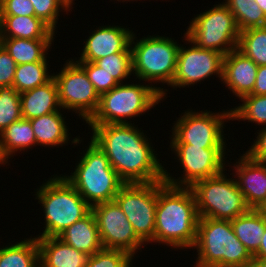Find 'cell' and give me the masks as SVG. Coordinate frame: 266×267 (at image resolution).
Listing matches in <instances>:
<instances>
[{"label": "cell", "instance_id": "1", "mask_svg": "<svg viewBox=\"0 0 266 267\" xmlns=\"http://www.w3.org/2000/svg\"><path fill=\"white\" fill-rule=\"evenodd\" d=\"M135 124L86 127L91 130L90 139L105 153L125 184L164 181L166 162L159 158L158 148H154L157 145L147 131Z\"/></svg>", "mask_w": 266, "mask_h": 267}, {"label": "cell", "instance_id": "2", "mask_svg": "<svg viewBox=\"0 0 266 267\" xmlns=\"http://www.w3.org/2000/svg\"><path fill=\"white\" fill-rule=\"evenodd\" d=\"M199 215L190 187H177L157 181L154 243L175 251L194 246ZM187 249V250H185Z\"/></svg>", "mask_w": 266, "mask_h": 267}, {"label": "cell", "instance_id": "3", "mask_svg": "<svg viewBox=\"0 0 266 267\" xmlns=\"http://www.w3.org/2000/svg\"><path fill=\"white\" fill-rule=\"evenodd\" d=\"M136 33L133 32L130 43L134 78L150 84L161 94L163 102L170 97V95L167 96L170 93L167 88L176 73L177 56L181 44L178 39L176 41L172 38V35L168 37L148 34L139 39Z\"/></svg>", "mask_w": 266, "mask_h": 267}, {"label": "cell", "instance_id": "4", "mask_svg": "<svg viewBox=\"0 0 266 267\" xmlns=\"http://www.w3.org/2000/svg\"><path fill=\"white\" fill-rule=\"evenodd\" d=\"M45 181L35 188L33 194L44 213V229L34 236L36 238L57 237L91 212V206L62 174L54 173Z\"/></svg>", "mask_w": 266, "mask_h": 267}, {"label": "cell", "instance_id": "5", "mask_svg": "<svg viewBox=\"0 0 266 267\" xmlns=\"http://www.w3.org/2000/svg\"><path fill=\"white\" fill-rule=\"evenodd\" d=\"M193 249V267H248L253 258L230 220L199 218Z\"/></svg>", "mask_w": 266, "mask_h": 267}, {"label": "cell", "instance_id": "6", "mask_svg": "<svg viewBox=\"0 0 266 267\" xmlns=\"http://www.w3.org/2000/svg\"><path fill=\"white\" fill-rule=\"evenodd\" d=\"M85 151L76 156L74 170L62 174L91 206L114 201L120 188L125 184L110 165L105 153L90 139ZM79 160V161H78ZM78 162V163H77Z\"/></svg>", "mask_w": 266, "mask_h": 267}, {"label": "cell", "instance_id": "7", "mask_svg": "<svg viewBox=\"0 0 266 267\" xmlns=\"http://www.w3.org/2000/svg\"><path fill=\"white\" fill-rule=\"evenodd\" d=\"M161 101V94L150 84L131 79L101 94L97 111L86 124H132Z\"/></svg>", "mask_w": 266, "mask_h": 267}, {"label": "cell", "instance_id": "8", "mask_svg": "<svg viewBox=\"0 0 266 267\" xmlns=\"http://www.w3.org/2000/svg\"><path fill=\"white\" fill-rule=\"evenodd\" d=\"M225 170L228 169L199 180L190 187L195 196L199 218L232 220L250 210L234 176Z\"/></svg>", "mask_w": 266, "mask_h": 267}, {"label": "cell", "instance_id": "9", "mask_svg": "<svg viewBox=\"0 0 266 267\" xmlns=\"http://www.w3.org/2000/svg\"><path fill=\"white\" fill-rule=\"evenodd\" d=\"M227 109H219V112L200 108L182 110L171 127L168 143H185L206 149H227L228 134L223 130L228 121L231 123V109Z\"/></svg>", "mask_w": 266, "mask_h": 267}, {"label": "cell", "instance_id": "10", "mask_svg": "<svg viewBox=\"0 0 266 267\" xmlns=\"http://www.w3.org/2000/svg\"><path fill=\"white\" fill-rule=\"evenodd\" d=\"M219 2L190 19L185 33L197 47L225 56L237 49L240 30L232 12L223 2Z\"/></svg>", "mask_w": 266, "mask_h": 267}, {"label": "cell", "instance_id": "11", "mask_svg": "<svg viewBox=\"0 0 266 267\" xmlns=\"http://www.w3.org/2000/svg\"><path fill=\"white\" fill-rule=\"evenodd\" d=\"M168 147L183 174L176 178L166 166L164 182L177 187H191L199 180L220 174L227 167L226 156L231 155L230 149H206L185 143H169Z\"/></svg>", "mask_w": 266, "mask_h": 267}, {"label": "cell", "instance_id": "12", "mask_svg": "<svg viewBox=\"0 0 266 267\" xmlns=\"http://www.w3.org/2000/svg\"><path fill=\"white\" fill-rule=\"evenodd\" d=\"M60 71L53 72L58 88L61 109L66 113L78 114L83 123L91 119L97 111L100 95L88 79L85 70L72 57L65 60Z\"/></svg>", "mask_w": 266, "mask_h": 267}, {"label": "cell", "instance_id": "13", "mask_svg": "<svg viewBox=\"0 0 266 267\" xmlns=\"http://www.w3.org/2000/svg\"><path fill=\"white\" fill-rule=\"evenodd\" d=\"M114 201L125 213L136 235L146 244L154 243L157 182L124 184Z\"/></svg>", "mask_w": 266, "mask_h": 267}, {"label": "cell", "instance_id": "14", "mask_svg": "<svg viewBox=\"0 0 266 267\" xmlns=\"http://www.w3.org/2000/svg\"><path fill=\"white\" fill-rule=\"evenodd\" d=\"M182 38V42L189 45L186 47L181 44L179 47L176 73L169 86L171 90L197 86L213 75L222 82L224 56L217 51L197 47L187 38L186 33Z\"/></svg>", "mask_w": 266, "mask_h": 267}, {"label": "cell", "instance_id": "15", "mask_svg": "<svg viewBox=\"0 0 266 267\" xmlns=\"http://www.w3.org/2000/svg\"><path fill=\"white\" fill-rule=\"evenodd\" d=\"M91 211L104 249L122 250L137 258L136 254L147 246L115 201L97 204Z\"/></svg>", "mask_w": 266, "mask_h": 267}, {"label": "cell", "instance_id": "16", "mask_svg": "<svg viewBox=\"0 0 266 267\" xmlns=\"http://www.w3.org/2000/svg\"><path fill=\"white\" fill-rule=\"evenodd\" d=\"M133 29L123 25H104L96 26L89 32L88 37L82 41L83 48L80 57L73 58L75 61L94 62L97 59L118 52H132L130 43Z\"/></svg>", "mask_w": 266, "mask_h": 267}, {"label": "cell", "instance_id": "17", "mask_svg": "<svg viewBox=\"0 0 266 267\" xmlns=\"http://www.w3.org/2000/svg\"><path fill=\"white\" fill-rule=\"evenodd\" d=\"M237 155L239 158L233 159L234 164L226 160L227 166L232 169L229 171H232L248 207L260 210L266 203V162L252 160L244 153Z\"/></svg>", "mask_w": 266, "mask_h": 267}, {"label": "cell", "instance_id": "18", "mask_svg": "<svg viewBox=\"0 0 266 267\" xmlns=\"http://www.w3.org/2000/svg\"><path fill=\"white\" fill-rule=\"evenodd\" d=\"M258 65L239 50L230 51L223 57L222 82L235 97L243 98L252 93Z\"/></svg>", "mask_w": 266, "mask_h": 267}, {"label": "cell", "instance_id": "19", "mask_svg": "<svg viewBox=\"0 0 266 267\" xmlns=\"http://www.w3.org/2000/svg\"><path fill=\"white\" fill-rule=\"evenodd\" d=\"M62 111L64 112L60 109L57 112L30 119L36 137V146L58 148L71 144L74 148L84 142L85 137H80L79 134L73 138L70 136V128L66 121L68 118L65 119L66 116Z\"/></svg>", "mask_w": 266, "mask_h": 267}, {"label": "cell", "instance_id": "20", "mask_svg": "<svg viewBox=\"0 0 266 267\" xmlns=\"http://www.w3.org/2000/svg\"><path fill=\"white\" fill-rule=\"evenodd\" d=\"M40 267H85L89 255L58 237L37 238Z\"/></svg>", "mask_w": 266, "mask_h": 267}, {"label": "cell", "instance_id": "21", "mask_svg": "<svg viewBox=\"0 0 266 267\" xmlns=\"http://www.w3.org/2000/svg\"><path fill=\"white\" fill-rule=\"evenodd\" d=\"M22 118L32 119L61 109L56 81L52 78L41 86L20 93Z\"/></svg>", "mask_w": 266, "mask_h": 267}, {"label": "cell", "instance_id": "22", "mask_svg": "<svg viewBox=\"0 0 266 267\" xmlns=\"http://www.w3.org/2000/svg\"><path fill=\"white\" fill-rule=\"evenodd\" d=\"M56 34L36 16L0 15V38L55 39Z\"/></svg>", "mask_w": 266, "mask_h": 267}, {"label": "cell", "instance_id": "23", "mask_svg": "<svg viewBox=\"0 0 266 267\" xmlns=\"http://www.w3.org/2000/svg\"><path fill=\"white\" fill-rule=\"evenodd\" d=\"M57 237L64 243L89 256L103 249L92 211L83 219L67 227Z\"/></svg>", "mask_w": 266, "mask_h": 267}, {"label": "cell", "instance_id": "24", "mask_svg": "<svg viewBox=\"0 0 266 267\" xmlns=\"http://www.w3.org/2000/svg\"><path fill=\"white\" fill-rule=\"evenodd\" d=\"M34 147H36V137L29 119H19L0 134V155L9 166L12 161L10 158L17 156V152L27 153Z\"/></svg>", "mask_w": 266, "mask_h": 267}, {"label": "cell", "instance_id": "25", "mask_svg": "<svg viewBox=\"0 0 266 267\" xmlns=\"http://www.w3.org/2000/svg\"><path fill=\"white\" fill-rule=\"evenodd\" d=\"M55 41L56 39L0 38V45L10 54L15 63L20 65L37 61H50L49 51H51Z\"/></svg>", "mask_w": 266, "mask_h": 267}, {"label": "cell", "instance_id": "26", "mask_svg": "<svg viewBox=\"0 0 266 267\" xmlns=\"http://www.w3.org/2000/svg\"><path fill=\"white\" fill-rule=\"evenodd\" d=\"M234 233L246 249L254 256L261 245V239L266 228V216L257 209L230 220Z\"/></svg>", "mask_w": 266, "mask_h": 267}, {"label": "cell", "instance_id": "27", "mask_svg": "<svg viewBox=\"0 0 266 267\" xmlns=\"http://www.w3.org/2000/svg\"><path fill=\"white\" fill-rule=\"evenodd\" d=\"M0 267H40L37 238L31 235L13 244L1 245Z\"/></svg>", "mask_w": 266, "mask_h": 267}, {"label": "cell", "instance_id": "28", "mask_svg": "<svg viewBox=\"0 0 266 267\" xmlns=\"http://www.w3.org/2000/svg\"><path fill=\"white\" fill-rule=\"evenodd\" d=\"M50 61H37L16 65L13 87L18 93L41 86L53 78L48 63ZM49 68V69H48Z\"/></svg>", "mask_w": 266, "mask_h": 267}, {"label": "cell", "instance_id": "29", "mask_svg": "<svg viewBox=\"0 0 266 267\" xmlns=\"http://www.w3.org/2000/svg\"><path fill=\"white\" fill-rule=\"evenodd\" d=\"M241 31L266 26V15L254 0H223Z\"/></svg>", "mask_w": 266, "mask_h": 267}, {"label": "cell", "instance_id": "30", "mask_svg": "<svg viewBox=\"0 0 266 267\" xmlns=\"http://www.w3.org/2000/svg\"><path fill=\"white\" fill-rule=\"evenodd\" d=\"M231 109V121L255 123L257 128L266 126V95L249 94ZM246 121V122H245Z\"/></svg>", "mask_w": 266, "mask_h": 267}, {"label": "cell", "instance_id": "31", "mask_svg": "<svg viewBox=\"0 0 266 267\" xmlns=\"http://www.w3.org/2000/svg\"><path fill=\"white\" fill-rule=\"evenodd\" d=\"M237 50L258 66L266 65V26L241 31Z\"/></svg>", "mask_w": 266, "mask_h": 267}, {"label": "cell", "instance_id": "32", "mask_svg": "<svg viewBox=\"0 0 266 267\" xmlns=\"http://www.w3.org/2000/svg\"><path fill=\"white\" fill-rule=\"evenodd\" d=\"M94 63L110 74L119 84L130 81V79L134 76L132 52L113 53L97 59Z\"/></svg>", "mask_w": 266, "mask_h": 267}, {"label": "cell", "instance_id": "33", "mask_svg": "<svg viewBox=\"0 0 266 267\" xmlns=\"http://www.w3.org/2000/svg\"><path fill=\"white\" fill-rule=\"evenodd\" d=\"M33 4L35 16L46 23L55 33L61 25L58 23L61 12L69 14L74 10V5L69 0H30Z\"/></svg>", "mask_w": 266, "mask_h": 267}, {"label": "cell", "instance_id": "34", "mask_svg": "<svg viewBox=\"0 0 266 267\" xmlns=\"http://www.w3.org/2000/svg\"><path fill=\"white\" fill-rule=\"evenodd\" d=\"M21 118L20 93L13 86H0V134Z\"/></svg>", "mask_w": 266, "mask_h": 267}, {"label": "cell", "instance_id": "35", "mask_svg": "<svg viewBox=\"0 0 266 267\" xmlns=\"http://www.w3.org/2000/svg\"><path fill=\"white\" fill-rule=\"evenodd\" d=\"M129 253L122 250L101 249L88 257L85 267H135Z\"/></svg>", "mask_w": 266, "mask_h": 267}, {"label": "cell", "instance_id": "36", "mask_svg": "<svg viewBox=\"0 0 266 267\" xmlns=\"http://www.w3.org/2000/svg\"><path fill=\"white\" fill-rule=\"evenodd\" d=\"M86 72L88 79L93 84L99 95L110 91L119 83L112 78L104 69L98 67L94 62L76 61Z\"/></svg>", "mask_w": 266, "mask_h": 267}, {"label": "cell", "instance_id": "37", "mask_svg": "<svg viewBox=\"0 0 266 267\" xmlns=\"http://www.w3.org/2000/svg\"><path fill=\"white\" fill-rule=\"evenodd\" d=\"M0 15L35 16L30 0H0Z\"/></svg>", "mask_w": 266, "mask_h": 267}, {"label": "cell", "instance_id": "38", "mask_svg": "<svg viewBox=\"0 0 266 267\" xmlns=\"http://www.w3.org/2000/svg\"><path fill=\"white\" fill-rule=\"evenodd\" d=\"M16 65L15 60L0 45V86H13Z\"/></svg>", "mask_w": 266, "mask_h": 267}, {"label": "cell", "instance_id": "39", "mask_svg": "<svg viewBox=\"0 0 266 267\" xmlns=\"http://www.w3.org/2000/svg\"><path fill=\"white\" fill-rule=\"evenodd\" d=\"M260 128L255 133V140L252 138L251 146L243 153L252 160L266 162V126Z\"/></svg>", "mask_w": 266, "mask_h": 267}, {"label": "cell", "instance_id": "40", "mask_svg": "<svg viewBox=\"0 0 266 267\" xmlns=\"http://www.w3.org/2000/svg\"><path fill=\"white\" fill-rule=\"evenodd\" d=\"M251 94L266 95V65L258 66L256 82Z\"/></svg>", "mask_w": 266, "mask_h": 267}, {"label": "cell", "instance_id": "41", "mask_svg": "<svg viewBox=\"0 0 266 267\" xmlns=\"http://www.w3.org/2000/svg\"><path fill=\"white\" fill-rule=\"evenodd\" d=\"M253 257L266 258V228L261 239V245L259 247V250Z\"/></svg>", "mask_w": 266, "mask_h": 267}, {"label": "cell", "instance_id": "42", "mask_svg": "<svg viewBox=\"0 0 266 267\" xmlns=\"http://www.w3.org/2000/svg\"><path fill=\"white\" fill-rule=\"evenodd\" d=\"M248 267H266V258L253 257Z\"/></svg>", "mask_w": 266, "mask_h": 267}, {"label": "cell", "instance_id": "43", "mask_svg": "<svg viewBox=\"0 0 266 267\" xmlns=\"http://www.w3.org/2000/svg\"><path fill=\"white\" fill-rule=\"evenodd\" d=\"M266 15V0H254Z\"/></svg>", "mask_w": 266, "mask_h": 267}, {"label": "cell", "instance_id": "44", "mask_svg": "<svg viewBox=\"0 0 266 267\" xmlns=\"http://www.w3.org/2000/svg\"><path fill=\"white\" fill-rule=\"evenodd\" d=\"M110 1H114V0H110ZM115 1H118V2H122V3H128V2H138V0H115ZM139 1H141V0H139ZM151 1V0H150ZM158 1V0H157ZM163 1V0H162ZM167 1H169V0H167Z\"/></svg>", "mask_w": 266, "mask_h": 267}, {"label": "cell", "instance_id": "45", "mask_svg": "<svg viewBox=\"0 0 266 267\" xmlns=\"http://www.w3.org/2000/svg\"><path fill=\"white\" fill-rule=\"evenodd\" d=\"M260 211L266 216V203L260 208Z\"/></svg>", "mask_w": 266, "mask_h": 267}, {"label": "cell", "instance_id": "46", "mask_svg": "<svg viewBox=\"0 0 266 267\" xmlns=\"http://www.w3.org/2000/svg\"><path fill=\"white\" fill-rule=\"evenodd\" d=\"M4 165H6V168H7V164L5 163V161L2 159L1 155H0V168L1 166L3 167Z\"/></svg>", "mask_w": 266, "mask_h": 267}, {"label": "cell", "instance_id": "47", "mask_svg": "<svg viewBox=\"0 0 266 267\" xmlns=\"http://www.w3.org/2000/svg\"><path fill=\"white\" fill-rule=\"evenodd\" d=\"M73 5H75V0H69Z\"/></svg>", "mask_w": 266, "mask_h": 267}]
</instances>
